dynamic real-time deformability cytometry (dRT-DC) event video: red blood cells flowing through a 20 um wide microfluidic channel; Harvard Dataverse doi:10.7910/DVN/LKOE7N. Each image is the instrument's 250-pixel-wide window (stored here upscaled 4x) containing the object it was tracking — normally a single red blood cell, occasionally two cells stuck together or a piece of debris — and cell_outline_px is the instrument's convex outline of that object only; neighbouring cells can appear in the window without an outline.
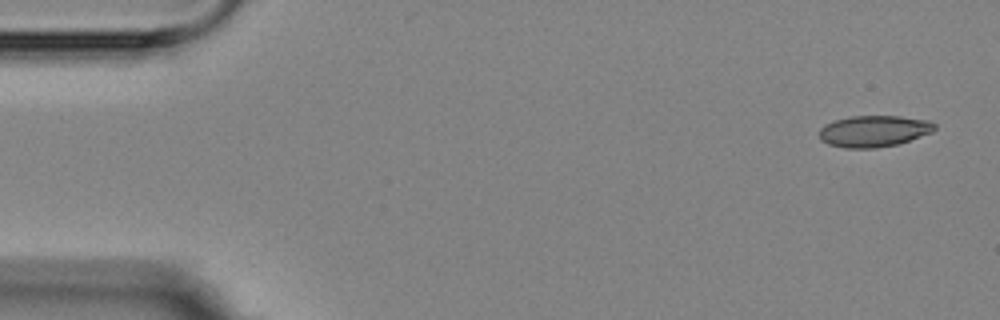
{"species": "Egyptian fruit bat (a non-hibernating species)", "species_latin": "Rousettus aegyptiacus", "temperature_condition": "room temperature", "stored_images_in_passage": 6, "camera_frame_rate_fps": 3000, "um_per_image_px": 0.085, "animal": {"sex": "female"}, "frame": {"image": 1, "passage_image": 1, "time_ms": 0.0, "image_size_px": [1000, 320], "cell_outline_px": [[936, 128], [932, 132], [900, 144], [876, 148], [844, 148], [828, 144], [820, 140], [820, 128], [824, 124], [832, 120], [848, 116], [900, 116], [928, 120], [936, 124]], "centroid_in_image_um": [74.26, 11.14], "position_along_channel_um": 10.7, "area_um2": 21.44}}
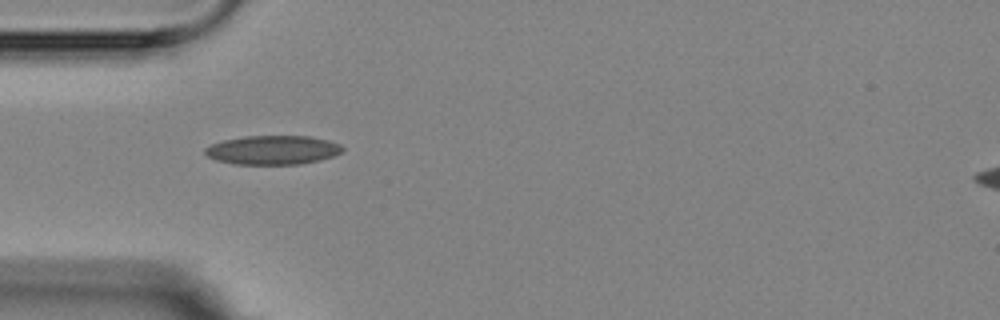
{"frame": {"image": 2, "passage_image": 5, "time_ms": 4.667, "image_size_px": [1000, 320], "cell_outline_px": [[344, 148], [340, 152], [332, 156], [300, 164], [236, 164], [216, 160], [208, 156], [204, 152], [204, 148], [212, 144], [224, 140], [244, 136], [308, 136], [328, 140], [340, 144]], "centroid_in_image_um": [23.16, 12.74], "position_along_channel_um": 61.8, "area_um2": 23.0}}
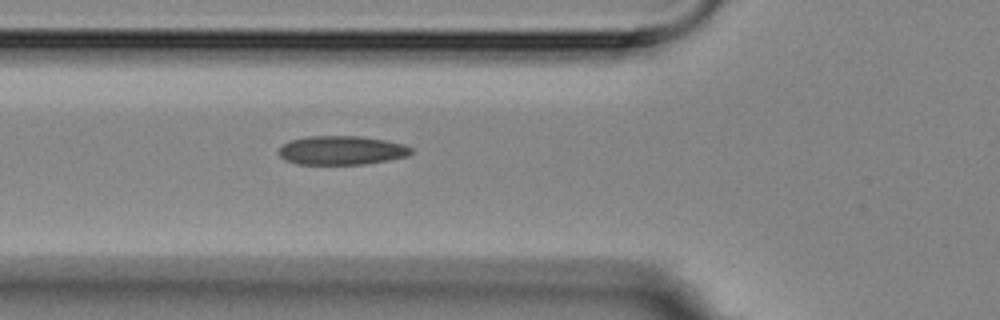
{"frame": {"image": 3, "passage_image": 6, "time_ms": 5.667, "image_size_px": [1000, 320], "cell_outline_px": [[412, 152], [408, 156], [388, 160], [364, 164], [296, 164], [284, 160], [276, 152], [288, 140], [308, 136], [360, 136], [384, 140], [404, 144], [412, 148]], "centroid_in_image_um": [29.0, 12.78], "position_along_channel_um": 96.8, "area_um2": 22.43}}